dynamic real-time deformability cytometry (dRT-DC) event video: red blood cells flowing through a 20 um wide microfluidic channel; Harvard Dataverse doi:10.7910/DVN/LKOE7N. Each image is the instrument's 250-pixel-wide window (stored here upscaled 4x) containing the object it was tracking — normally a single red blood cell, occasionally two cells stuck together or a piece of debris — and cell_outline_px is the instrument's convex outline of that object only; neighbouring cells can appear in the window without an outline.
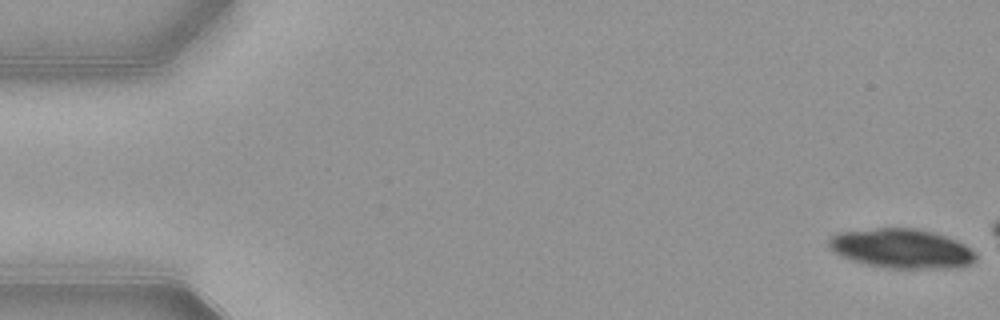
{"species": "common noctule bat (a hibernating species)", "species_latin": "Nyctalus noctula", "temperature_condition": "warm", "stored_images_in_passage": 11, "camera_frame_rate_fps": 3000, "um_per_image_px": 0.085, "animal": {"sex": "female", "body_mass_g": 21.9}, "frame": {"image": 1, "passage_image": 1, "time_ms": 0.0, "image_size_px": [1000, 320], "cell_outline_px": [[976, 260], [972, 264], [960, 268], [888, 268], [868, 264], [852, 260], [840, 256], [828, 248], [828, 236], [836, 232], [876, 228], [916, 228], [932, 232], [956, 240], [964, 244], [976, 252]], "centroid_in_image_um": [76.62, 21.12], "position_along_channel_um": 8.4, "area_um2": 34.1}}